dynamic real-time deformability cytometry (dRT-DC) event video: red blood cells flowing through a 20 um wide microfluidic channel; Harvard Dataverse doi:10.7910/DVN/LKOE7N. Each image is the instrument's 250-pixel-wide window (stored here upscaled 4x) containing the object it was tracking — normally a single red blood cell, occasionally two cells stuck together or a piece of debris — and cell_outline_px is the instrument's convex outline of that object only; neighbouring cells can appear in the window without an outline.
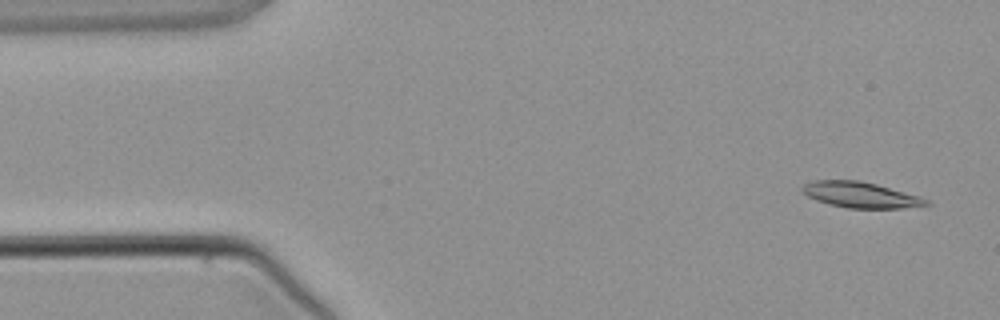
{"species": "common noctule bat (a hibernating species)", "species_latin": "Nyctalus noctula", "temperature_condition": "warm", "stored_images_in_passage": 4, "camera_frame_rate_fps": 3000, "um_per_image_px": 0.085, "animal": {"sex": "male", "body_mass_g": 21.5, "forearm_length_mm": 52.0}, "frame": {"image": 1, "passage_image": 1, "time_ms": 0.0, "image_size_px": [1000, 320], "cell_outline_px": [[932, 204], [904, 208], [848, 208], [816, 200], [808, 196], [800, 188], [804, 184], [812, 180], [860, 180], [876, 184], [920, 196], [928, 200]], "centroid_in_image_um": [73.16, 16.55], "position_along_channel_um": 11.8, "area_um2": 18.5}}
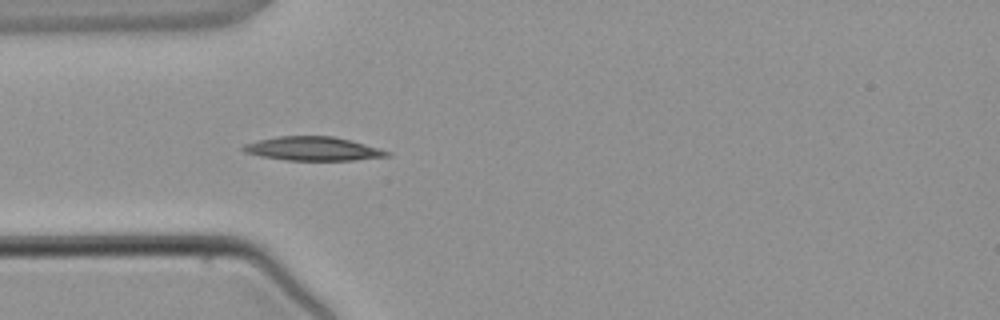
{"frame": {"image": 2, "passage_image": 4, "time_ms": 3.333, "image_size_px": [1000, 320], "cell_outline_px": [[392, 156], [356, 160], [288, 160], [260, 156], [244, 152], [240, 148], [244, 144], [276, 136], [332, 136], [364, 144], [392, 152]], "centroid_in_image_um": [26.61, 12.65], "position_along_channel_um": 58.4, "area_um2": 19.88}}